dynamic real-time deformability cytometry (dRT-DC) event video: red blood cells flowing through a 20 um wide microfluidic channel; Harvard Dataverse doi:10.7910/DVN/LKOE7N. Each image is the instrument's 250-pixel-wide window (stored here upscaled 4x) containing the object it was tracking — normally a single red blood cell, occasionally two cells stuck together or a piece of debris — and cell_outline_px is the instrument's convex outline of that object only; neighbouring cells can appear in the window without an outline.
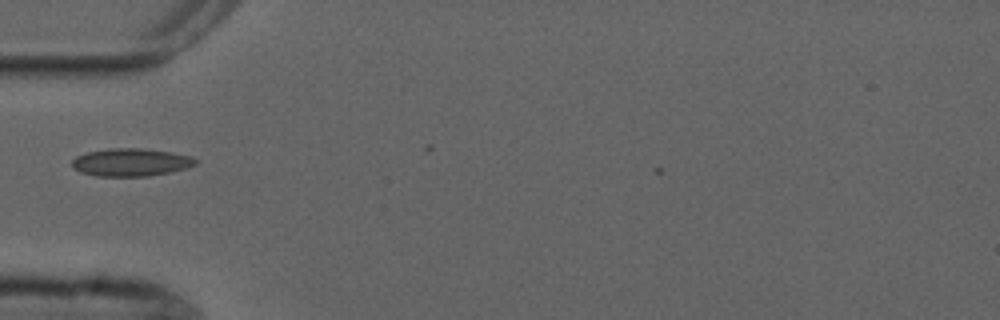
{"species": "common noctule bat (a hibernating species)", "species_latin": "Nyctalus noctula", "temperature_condition": "cold", "stored_images_in_passage": 4, "camera_frame_rate_fps": 3000, "um_per_image_px": 0.085, "animal": {"sex": "male", "forearm_length_mm": 52.5}, "frame": {"image": 1, "passage_image": 2, "time_ms": 1.333, "image_size_px": [1000, 320], "cell_outline_px": [[196, 164], [184, 168], [168, 172], [148, 176], [96, 176], [80, 172], [72, 168], [72, 160], [76, 156], [88, 152], [108, 148], [140, 148], [172, 152], [192, 156], [196, 160]], "centroid_in_image_um": [11.09, 13.79], "position_along_channel_um": 73.9, "area_um2": 19.94}}
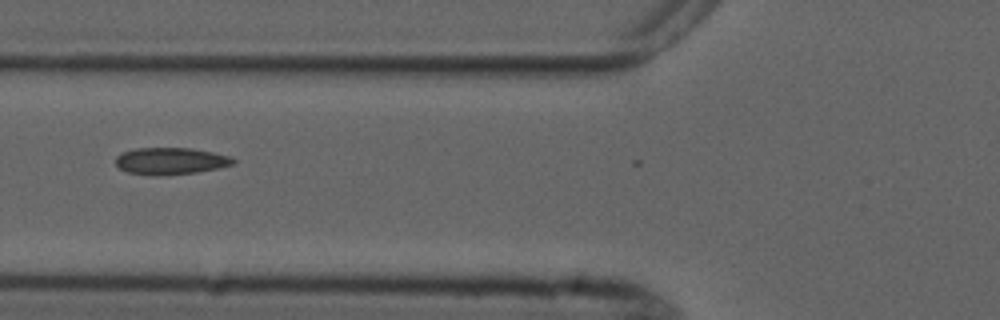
{"frame": {"image": 2, "passage_image": 3, "time_ms": 2.333, "image_size_px": [1000, 320], "cell_outline_px": [[236, 160], [232, 164], [216, 168], [196, 172], [164, 176], [128, 172], [120, 168], [116, 164], [116, 156], [124, 152], [136, 148], [192, 148], [232, 156]], "centroid_in_image_um": [14.52, 13.68], "position_along_channel_um": 111.3, "area_um2": 18.26}}